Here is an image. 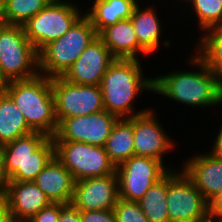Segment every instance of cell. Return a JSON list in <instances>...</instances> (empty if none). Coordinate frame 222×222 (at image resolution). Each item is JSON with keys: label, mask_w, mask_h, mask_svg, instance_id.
<instances>
[{"label": "cell", "mask_w": 222, "mask_h": 222, "mask_svg": "<svg viewBox=\"0 0 222 222\" xmlns=\"http://www.w3.org/2000/svg\"><path fill=\"white\" fill-rule=\"evenodd\" d=\"M4 92L17 105L34 132L53 137L58 129L51 78L42 74L5 83Z\"/></svg>", "instance_id": "1"}, {"label": "cell", "mask_w": 222, "mask_h": 222, "mask_svg": "<svg viewBox=\"0 0 222 222\" xmlns=\"http://www.w3.org/2000/svg\"><path fill=\"white\" fill-rule=\"evenodd\" d=\"M141 72L138 59H115L99 85L106 111L118 118H130L146 112L141 110L132 114V101L141 89L154 92V79H143Z\"/></svg>", "instance_id": "2"}, {"label": "cell", "mask_w": 222, "mask_h": 222, "mask_svg": "<svg viewBox=\"0 0 222 222\" xmlns=\"http://www.w3.org/2000/svg\"><path fill=\"white\" fill-rule=\"evenodd\" d=\"M191 63L200 72H174L154 79V92L192 106H214L222 103V82L198 57Z\"/></svg>", "instance_id": "3"}, {"label": "cell", "mask_w": 222, "mask_h": 222, "mask_svg": "<svg viewBox=\"0 0 222 222\" xmlns=\"http://www.w3.org/2000/svg\"><path fill=\"white\" fill-rule=\"evenodd\" d=\"M98 33L90 19L82 15L70 29L55 41L46 45L39 53V72L52 78L63 76L78 59Z\"/></svg>", "instance_id": "4"}, {"label": "cell", "mask_w": 222, "mask_h": 222, "mask_svg": "<svg viewBox=\"0 0 222 222\" xmlns=\"http://www.w3.org/2000/svg\"><path fill=\"white\" fill-rule=\"evenodd\" d=\"M38 67V52L27 39L23 27L6 24L0 32L1 79L5 83L28 80L40 74Z\"/></svg>", "instance_id": "5"}, {"label": "cell", "mask_w": 222, "mask_h": 222, "mask_svg": "<svg viewBox=\"0 0 222 222\" xmlns=\"http://www.w3.org/2000/svg\"><path fill=\"white\" fill-rule=\"evenodd\" d=\"M55 157L76 181L103 177L116 172L104 146L84 142L54 141Z\"/></svg>", "instance_id": "6"}, {"label": "cell", "mask_w": 222, "mask_h": 222, "mask_svg": "<svg viewBox=\"0 0 222 222\" xmlns=\"http://www.w3.org/2000/svg\"><path fill=\"white\" fill-rule=\"evenodd\" d=\"M77 9L71 3L51 0L22 25L27 39L38 53L46 45L63 36L81 17Z\"/></svg>", "instance_id": "7"}, {"label": "cell", "mask_w": 222, "mask_h": 222, "mask_svg": "<svg viewBox=\"0 0 222 222\" xmlns=\"http://www.w3.org/2000/svg\"><path fill=\"white\" fill-rule=\"evenodd\" d=\"M51 85L58 124L64 118L84 116L105 110L100 86L73 84L62 76L52 77Z\"/></svg>", "instance_id": "8"}, {"label": "cell", "mask_w": 222, "mask_h": 222, "mask_svg": "<svg viewBox=\"0 0 222 222\" xmlns=\"http://www.w3.org/2000/svg\"><path fill=\"white\" fill-rule=\"evenodd\" d=\"M167 204L170 222H202L208 218L207 201L183 172L167 173Z\"/></svg>", "instance_id": "9"}, {"label": "cell", "mask_w": 222, "mask_h": 222, "mask_svg": "<svg viewBox=\"0 0 222 222\" xmlns=\"http://www.w3.org/2000/svg\"><path fill=\"white\" fill-rule=\"evenodd\" d=\"M163 166L160 160L135 155L117 166L119 198L139 201L150 187L169 172Z\"/></svg>", "instance_id": "10"}, {"label": "cell", "mask_w": 222, "mask_h": 222, "mask_svg": "<svg viewBox=\"0 0 222 222\" xmlns=\"http://www.w3.org/2000/svg\"><path fill=\"white\" fill-rule=\"evenodd\" d=\"M118 117L106 110L100 112L64 118L59 124L53 141L84 142L96 146H105L107 138Z\"/></svg>", "instance_id": "11"}, {"label": "cell", "mask_w": 222, "mask_h": 222, "mask_svg": "<svg viewBox=\"0 0 222 222\" xmlns=\"http://www.w3.org/2000/svg\"><path fill=\"white\" fill-rule=\"evenodd\" d=\"M119 199L117 173L76 181L72 204L79 211L113 210Z\"/></svg>", "instance_id": "12"}, {"label": "cell", "mask_w": 222, "mask_h": 222, "mask_svg": "<svg viewBox=\"0 0 222 222\" xmlns=\"http://www.w3.org/2000/svg\"><path fill=\"white\" fill-rule=\"evenodd\" d=\"M115 59L98 36L85 48L62 77L77 85L99 86L104 74Z\"/></svg>", "instance_id": "13"}, {"label": "cell", "mask_w": 222, "mask_h": 222, "mask_svg": "<svg viewBox=\"0 0 222 222\" xmlns=\"http://www.w3.org/2000/svg\"><path fill=\"white\" fill-rule=\"evenodd\" d=\"M153 114L149 109L134 116V155L162 162L163 153L173 146Z\"/></svg>", "instance_id": "14"}, {"label": "cell", "mask_w": 222, "mask_h": 222, "mask_svg": "<svg viewBox=\"0 0 222 222\" xmlns=\"http://www.w3.org/2000/svg\"><path fill=\"white\" fill-rule=\"evenodd\" d=\"M14 222H28L51 201L44 192L32 182H9L3 198Z\"/></svg>", "instance_id": "15"}, {"label": "cell", "mask_w": 222, "mask_h": 222, "mask_svg": "<svg viewBox=\"0 0 222 222\" xmlns=\"http://www.w3.org/2000/svg\"><path fill=\"white\" fill-rule=\"evenodd\" d=\"M48 138L44 133L32 132L0 147L9 182H26V162Z\"/></svg>", "instance_id": "16"}, {"label": "cell", "mask_w": 222, "mask_h": 222, "mask_svg": "<svg viewBox=\"0 0 222 222\" xmlns=\"http://www.w3.org/2000/svg\"><path fill=\"white\" fill-rule=\"evenodd\" d=\"M184 173L208 202L222 191V158L210 153L188 160Z\"/></svg>", "instance_id": "17"}, {"label": "cell", "mask_w": 222, "mask_h": 222, "mask_svg": "<svg viewBox=\"0 0 222 222\" xmlns=\"http://www.w3.org/2000/svg\"><path fill=\"white\" fill-rule=\"evenodd\" d=\"M51 203L69 204L74 195L72 174L54 156L33 181Z\"/></svg>", "instance_id": "18"}, {"label": "cell", "mask_w": 222, "mask_h": 222, "mask_svg": "<svg viewBox=\"0 0 222 222\" xmlns=\"http://www.w3.org/2000/svg\"><path fill=\"white\" fill-rule=\"evenodd\" d=\"M98 36L116 59H137V52L148 54L138 44L130 18L107 26Z\"/></svg>", "instance_id": "19"}, {"label": "cell", "mask_w": 222, "mask_h": 222, "mask_svg": "<svg viewBox=\"0 0 222 222\" xmlns=\"http://www.w3.org/2000/svg\"><path fill=\"white\" fill-rule=\"evenodd\" d=\"M104 147L115 167L134 156V116L118 118Z\"/></svg>", "instance_id": "20"}, {"label": "cell", "mask_w": 222, "mask_h": 222, "mask_svg": "<svg viewBox=\"0 0 222 222\" xmlns=\"http://www.w3.org/2000/svg\"><path fill=\"white\" fill-rule=\"evenodd\" d=\"M94 2L92 11L86 16L98 34L107 26L129 19L138 5L135 0H95Z\"/></svg>", "instance_id": "21"}, {"label": "cell", "mask_w": 222, "mask_h": 222, "mask_svg": "<svg viewBox=\"0 0 222 222\" xmlns=\"http://www.w3.org/2000/svg\"><path fill=\"white\" fill-rule=\"evenodd\" d=\"M32 132L17 105L3 92L0 95V147Z\"/></svg>", "instance_id": "22"}, {"label": "cell", "mask_w": 222, "mask_h": 222, "mask_svg": "<svg viewBox=\"0 0 222 222\" xmlns=\"http://www.w3.org/2000/svg\"><path fill=\"white\" fill-rule=\"evenodd\" d=\"M137 5L130 17L138 44L148 53L154 52L159 46L160 25L156 13L152 9H139Z\"/></svg>", "instance_id": "23"}, {"label": "cell", "mask_w": 222, "mask_h": 222, "mask_svg": "<svg viewBox=\"0 0 222 222\" xmlns=\"http://www.w3.org/2000/svg\"><path fill=\"white\" fill-rule=\"evenodd\" d=\"M149 222H170L167 204V174L138 201Z\"/></svg>", "instance_id": "24"}, {"label": "cell", "mask_w": 222, "mask_h": 222, "mask_svg": "<svg viewBox=\"0 0 222 222\" xmlns=\"http://www.w3.org/2000/svg\"><path fill=\"white\" fill-rule=\"evenodd\" d=\"M200 39L199 58L222 82V28H212ZM204 52V53H203Z\"/></svg>", "instance_id": "25"}, {"label": "cell", "mask_w": 222, "mask_h": 222, "mask_svg": "<svg viewBox=\"0 0 222 222\" xmlns=\"http://www.w3.org/2000/svg\"><path fill=\"white\" fill-rule=\"evenodd\" d=\"M51 0H5L6 23L24 25Z\"/></svg>", "instance_id": "26"}, {"label": "cell", "mask_w": 222, "mask_h": 222, "mask_svg": "<svg viewBox=\"0 0 222 222\" xmlns=\"http://www.w3.org/2000/svg\"><path fill=\"white\" fill-rule=\"evenodd\" d=\"M198 16L200 28H222V0H189Z\"/></svg>", "instance_id": "27"}, {"label": "cell", "mask_w": 222, "mask_h": 222, "mask_svg": "<svg viewBox=\"0 0 222 222\" xmlns=\"http://www.w3.org/2000/svg\"><path fill=\"white\" fill-rule=\"evenodd\" d=\"M55 156V145L49 137L26 162V182H32Z\"/></svg>", "instance_id": "28"}, {"label": "cell", "mask_w": 222, "mask_h": 222, "mask_svg": "<svg viewBox=\"0 0 222 222\" xmlns=\"http://www.w3.org/2000/svg\"><path fill=\"white\" fill-rule=\"evenodd\" d=\"M116 222H149L138 201L119 198L113 209Z\"/></svg>", "instance_id": "29"}, {"label": "cell", "mask_w": 222, "mask_h": 222, "mask_svg": "<svg viewBox=\"0 0 222 222\" xmlns=\"http://www.w3.org/2000/svg\"><path fill=\"white\" fill-rule=\"evenodd\" d=\"M61 203H51L34 215L28 222H59Z\"/></svg>", "instance_id": "30"}, {"label": "cell", "mask_w": 222, "mask_h": 222, "mask_svg": "<svg viewBox=\"0 0 222 222\" xmlns=\"http://www.w3.org/2000/svg\"><path fill=\"white\" fill-rule=\"evenodd\" d=\"M82 222H116L113 210L80 211Z\"/></svg>", "instance_id": "31"}, {"label": "cell", "mask_w": 222, "mask_h": 222, "mask_svg": "<svg viewBox=\"0 0 222 222\" xmlns=\"http://www.w3.org/2000/svg\"><path fill=\"white\" fill-rule=\"evenodd\" d=\"M207 216L213 222L222 219V191L207 202Z\"/></svg>", "instance_id": "32"}, {"label": "cell", "mask_w": 222, "mask_h": 222, "mask_svg": "<svg viewBox=\"0 0 222 222\" xmlns=\"http://www.w3.org/2000/svg\"><path fill=\"white\" fill-rule=\"evenodd\" d=\"M59 222H82L80 211L72 203H61Z\"/></svg>", "instance_id": "33"}, {"label": "cell", "mask_w": 222, "mask_h": 222, "mask_svg": "<svg viewBox=\"0 0 222 222\" xmlns=\"http://www.w3.org/2000/svg\"><path fill=\"white\" fill-rule=\"evenodd\" d=\"M8 185H9V178L5 173L3 157L0 150V198L5 197Z\"/></svg>", "instance_id": "34"}, {"label": "cell", "mask_w": 222, "mask_h": 222, "mask_svg": "<svg viewBox=\"0 0 222 222\" xmlns=\"http://www.w3.org/2000/svg\"><path fill=\"white\" fill-rule=\"evenodd\" d=\"M0 222H14L3 198H0Z\"/></svg>", "instance_id": "35"}, {"label": "cell", "mask_w": 222, "mask_h": 222, "mask_svg": "<svg viewBox=\"0 0 222 222\" xmlns=\"http://www.w3.org/2000/svg\"><path fill=\"white\" fill-rule=\"evenodd\" d=\"M211 153L215 156L222 158V128L217 136L216 142L213 146V150Z\"/></svg>", "instance_id": "36"}, {"label": "cell", "mask_w": 222, "mask_h": 222, "mask_svg": "<svg viewBox=\"0 0 222 222\" xmlns=\"http://www.w3.org/2000/svg\"><path fill=\"white\" fill-rule=\"evenodd\" d=\"M0 20H6L5 0H0Z\"/></svg>", "instance_id": "37"}, {"label": "cell", "mask_w": 222, "mask_h": 222, "mask_svg": "<svg viewBox=\"0 0 222 222\" xmlns=\"http://www.w3.org/2000/svg\"><path fill=\"white\" fill-rule=\"evenodd\" d=\"M5 82L0 77V95L4 92Z\"/></svg>", "instance_id": "38"}, {"label": "cell", "mask_w": 222, "mask_h": 222, "mask_svg": "<svg viewBox=\"0 0 222 222\" xmlns=\"http://www.w3.org/2000/svg\"><path fill=\"white\" fill-rule=\"evenodd\" d=\"M6 24V20H0V32Z\"/></svg>", "instance_id": "39"}, {"label": "cell", "mask_w": 222, "mask_h": 222, "mask_svg": "<svg viewBox=\"0 0 222 222\" xmlns=\"http://www.w3.org/2000/svg\"><path fill=\"white\" fill-rule=\"evenodd\" d=\"M202 222H213V221L211 219L207 218L206 220H204Z\"/></svg>", "instance_id": "40"}]
</instances>
